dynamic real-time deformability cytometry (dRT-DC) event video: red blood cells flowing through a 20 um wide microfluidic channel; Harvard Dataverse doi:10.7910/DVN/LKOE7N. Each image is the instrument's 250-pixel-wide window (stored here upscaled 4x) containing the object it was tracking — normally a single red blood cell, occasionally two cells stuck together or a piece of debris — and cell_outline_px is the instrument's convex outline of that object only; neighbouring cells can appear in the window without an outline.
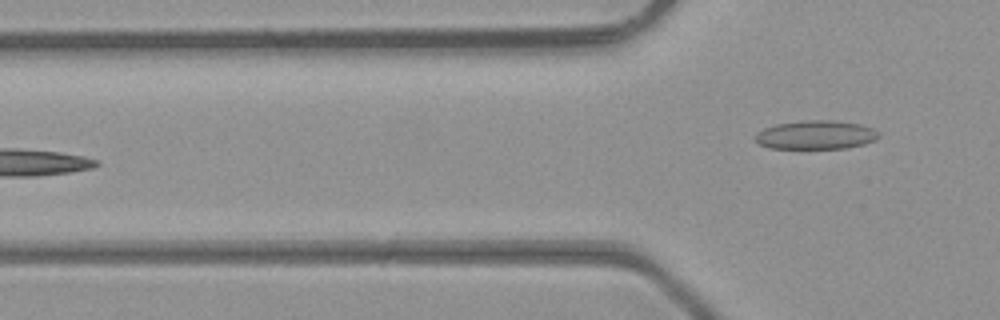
{"species": "common noctule bat (a hibernating species)", "species_latin": "Nyctalus noctula", "temperature_condition": "room temperature", "stored_images_in_passage": 5, "camera_frame_rate_fps": 3000, "um_per_image_px": 0.085, "animal": {"sex": "male", "body_mass_g": 23.1, "forearm_length_mm": 52.7}, "frame": {"image": 1, "passage_image": 5, "time_ms": 1.333, "image_size_px": [1000, 320], "cell_outline_px": [[880, 136], [876, 140], [864, 144], [844, 148], [772, 148], [760, 144], [752, 136], [756, 132], [764, 128], [776, 124], [804, 120], [832, 120], [860, 124], [872, 128], [880, 132]], "centroid_in_image_um": [69.35, 11.46], "position_along_channel_um": 56.4, "area_um2": 20.75}}